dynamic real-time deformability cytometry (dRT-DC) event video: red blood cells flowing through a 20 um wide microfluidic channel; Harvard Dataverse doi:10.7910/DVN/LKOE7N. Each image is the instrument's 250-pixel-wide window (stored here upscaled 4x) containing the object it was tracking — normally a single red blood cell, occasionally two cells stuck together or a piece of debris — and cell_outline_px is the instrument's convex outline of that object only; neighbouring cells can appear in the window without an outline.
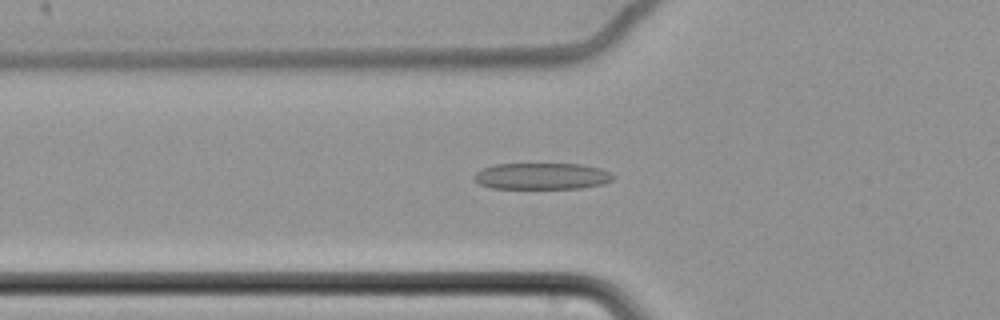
{"species": "common noctule bat (a hibernating species)", "species_latin": "Nyctalus noctula", "temperature_condition": "cold", "stored_images_in_passage": 49, "camera_frame_rate_fps": 3000, "um_per_image_px": 0.085, "animal": {"sex": "female", "body_mass_g": 22.7, "forearm_length_mm": 54.2}, "frame": {"image": 1, "passage_image": 11, "time_ms": 3.333, "image_size_px": [1000, 320], "cell_outline_px": [[612, 180], [604, 184], [580, 188], [492, 188], [480, 184], [476, 180], [476, 172], [484, 168], [496, 164], [580, 164], [600, 168], [608, 172], [612, 176]], "centroid_in_image_um": [46.08, 14.97], "position_along_channel_um": 79.7, "area_um2": 21.1}}
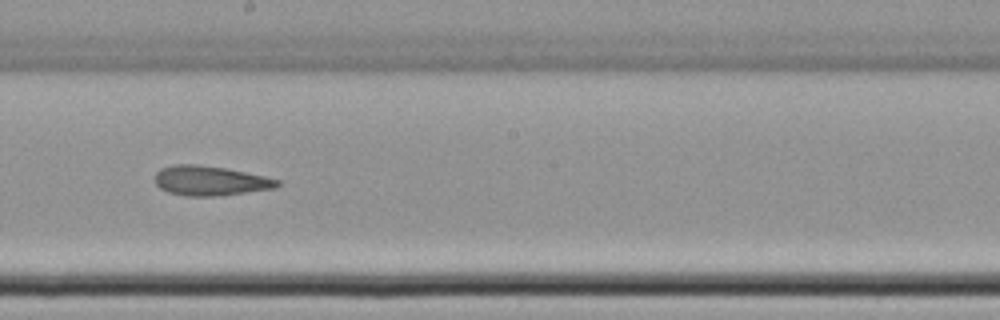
{"frame": {"image": 2, "passage_image": 24, "time_ms": 7.667, "image_size_px": [1000, 320], "cell_outline_px": [[280, 184], [276, 188], [216, 196], [184, 196], [168, 192], [160, 188], [156, 184], [156, 172], [160, 168], [172, 164], [196, 164], [224, 168], [264, 176], [280, 180]], "centroid_in_image_um": [17.84, 15.36], "position_along_channel_um": 230.4, "area_um2": 21.1}}
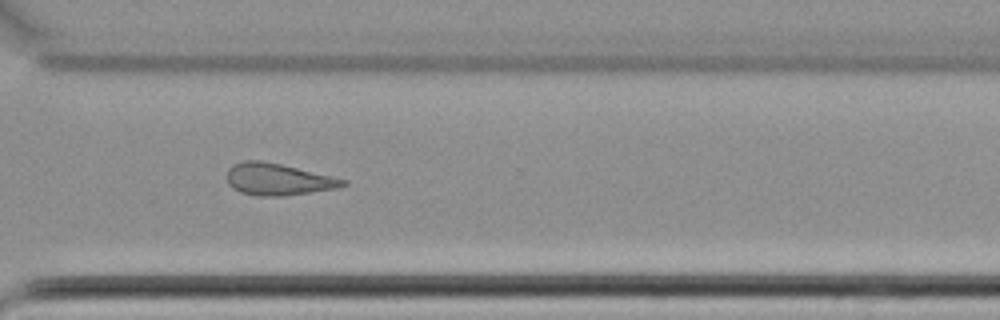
{"frame": {"image": 3, "passage_image": 34, "time_ms": 11.0, "image_size_px": [1000, 320], "cell_outline_px": [[348, 184], [336, 188], [284, 196], [260, 196], [240, 192], [232, 188], [228, 184], [228, 168], [232, 164], [244, 160], [260, 160], [280, 164], [348, 180]], "centroid_in_image_um": [23.6, 15.24], "position_along_channel_um": 347.0, "area_um2": 21.39}, "authors_computed_cell_mechanics": {"area_um2": 21.675, "velocity_mm_per_s": 3.49, "shape_relaxation_time_tau1_ms": null, "shape_relaxation_time_tau2_ms": 3.91, "deformation_change_tau1": null, "deformation_change_tau2": 0.1333}}